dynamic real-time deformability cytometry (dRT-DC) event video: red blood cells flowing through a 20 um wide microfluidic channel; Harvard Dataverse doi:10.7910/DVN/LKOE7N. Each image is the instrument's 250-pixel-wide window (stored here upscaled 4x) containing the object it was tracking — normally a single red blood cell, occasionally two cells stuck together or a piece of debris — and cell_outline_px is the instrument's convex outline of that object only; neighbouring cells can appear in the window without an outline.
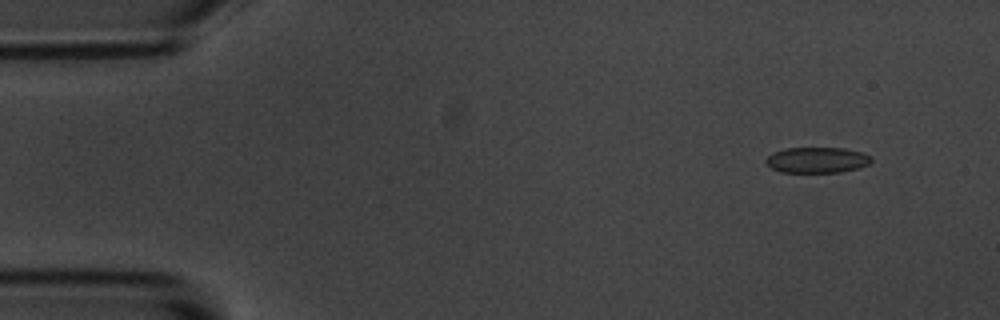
{"species": "common noctule bat (a hibernating species)", "species_latin": "Nyctalus noctula", "temperature_condition": "room temperature", "stored_images_in_passage": 5, "camera_frame_rate_fps": 3000, "um_per_image_px": 0.085, "animal": {"sex": "male", "body_mass_g": 20.1, "forearm_length_mm": 53.5}, "frame": {"image": 1, "passage_image": 2, "time_ms": 1.0, "image_size_px": [1000, 320], "cell_outline_px": [[872, 160], [868, 164], [860, 168], [840, 172], [780, 172], [764, 164], [764, 160], [772, 152], [784, 148], [844, 148], [860, 152], [872, 156]], "centroid_in_image_um": [69.41, 13.6], "position_along_channel_um": 15.6, "area_um2": 15.95}}
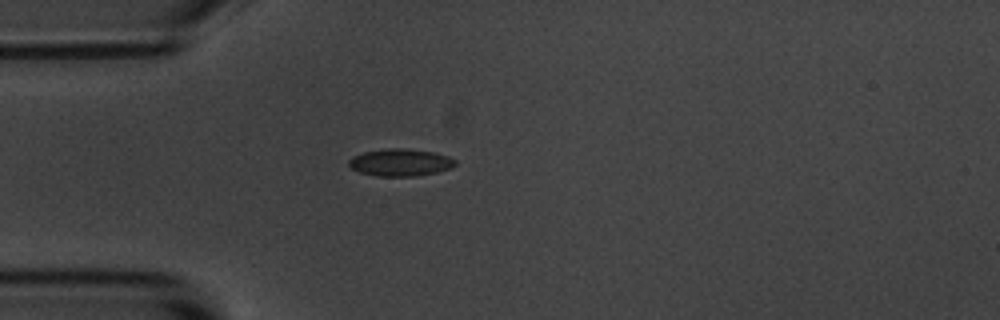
{"frame": {"image": 2, "passage_image": 4, "time_ms": 4.333, "image_size_px": [1000, 320], "cell_outline_px": [[456, 164], [448, 168], [436, 172], [416, 176], [376, 176], [360, 172], [348, 168], [348, 160], [352, 156], [364, 152], [388, 148], [404, 148], [432, 152], [448, 156], [456, 160]], "centroid_in_image_um": [33.97, 13.81], "position_along_channel_um": 51.0, "area_um2": 16.88}}